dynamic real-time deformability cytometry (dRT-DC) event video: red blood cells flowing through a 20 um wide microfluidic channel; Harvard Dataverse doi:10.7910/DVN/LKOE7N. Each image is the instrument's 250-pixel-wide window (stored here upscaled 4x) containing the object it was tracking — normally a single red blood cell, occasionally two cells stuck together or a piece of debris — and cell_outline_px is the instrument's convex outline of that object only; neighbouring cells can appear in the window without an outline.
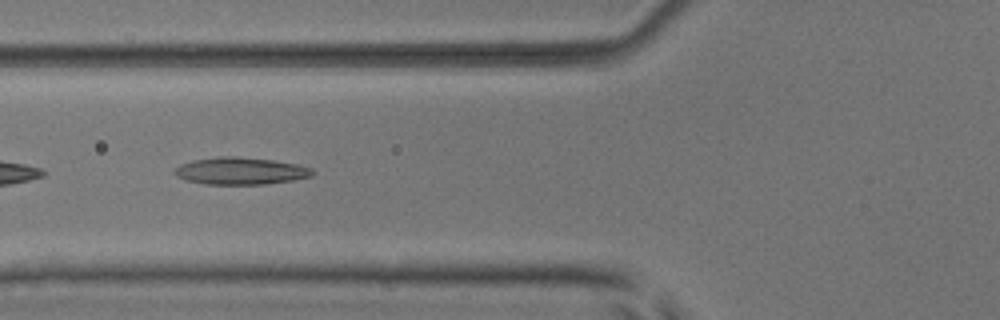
{"species": "common noctule bat (a hibernating species)", "species_latin": "Nyctalus noctula", "temperature_condition": "room temperature", "stored_images_in_passage": 8, "camera_frame_rate_fps": 3000, "um_per_image_px": 0.085, "animal": {"sex": "male", "body_mass_g": 17.9, "forearm_length_mm": 54.2}, "frame": {"image": 1, "passage_image": 6, "time_ms": 1.667, "image_size_px": [1000, 320], "cell_outline_px": [[312, 176], [292, 180], [264, 184], [204, 184], [184, 180], [176, 176], [172, 172], [180, 164], [192, 160], [216, 156], [236, 156], [272, 160], [296, 164], [312, 168]], "centroid_in_image_um": [20.38, 14.52], "position_along_channel_um": 105.4, "area_um2": 21.85}}
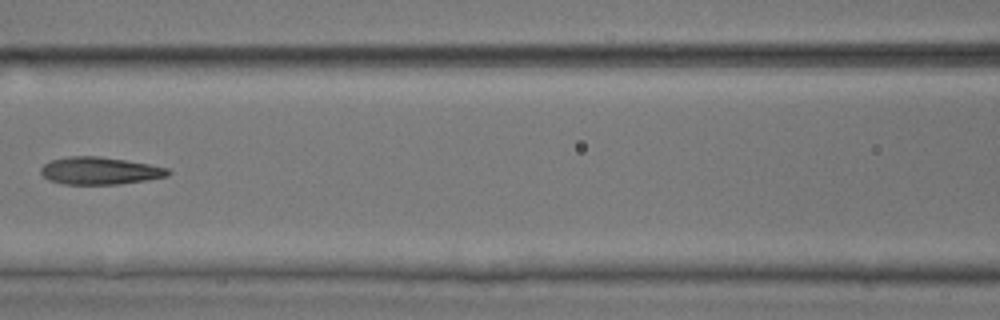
{"frame": {"image": 2, "passage_image": 7, "time_ms": 2.0, "image_size_px": [1000, 320], "cell_outline_px": [[172, 172], [168, 176], [120, 184], [64, 184], [48, 180], [40, 172], [40, 168], [44, 164], [52, 160], [72, 156], [100, 156], [148, 164], [168, 168]], "centroid_in_image_um": [8.48, 14.52], "position_along_channel_um": 158.1, "area_um2": 20.17}}
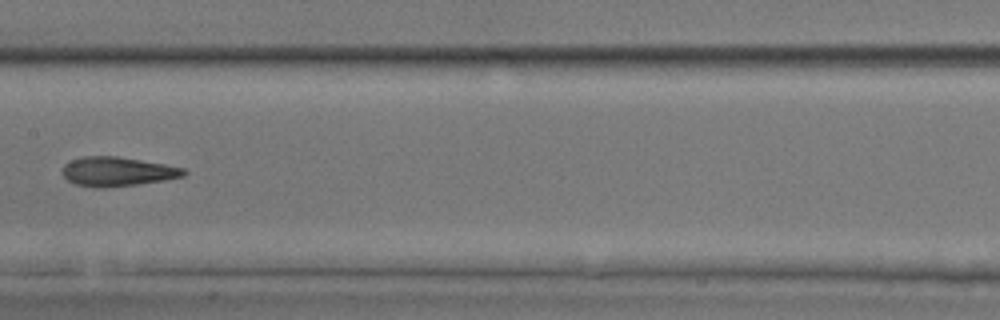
{"frame": {"image": 3, "passage_image": 8, "time_ms": 2.333, "image_size_px": [1000, 320], "cell_outline_px": [[188, 172], [184, 176], [164, 180], [136, 184], [104, 188], [96, 188], [76, 184], [68, 180], [64, 176], [64, 164], [72, 160], [84, 156], [116, 156], [164, 164], [184, 168]], "centroid_in_image_um": [9.99, 14.58], "position_along_channel_um": 197.4, "area_um2": 20.46}}